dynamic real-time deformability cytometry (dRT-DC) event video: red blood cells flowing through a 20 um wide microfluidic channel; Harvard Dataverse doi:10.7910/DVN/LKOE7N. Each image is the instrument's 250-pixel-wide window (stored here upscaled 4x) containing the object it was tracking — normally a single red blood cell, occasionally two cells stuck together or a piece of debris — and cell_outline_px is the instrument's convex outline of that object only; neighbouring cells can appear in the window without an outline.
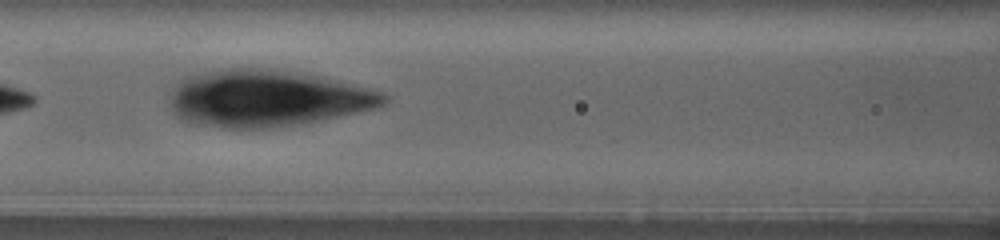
{"species": "human", "species_latin": "Homo sapiens", "temperature_condition": "warm", "stored_images_in_passage": 25, "camera_frame_rate_fps": 3000, "um_per_image_px": 0.085, "donor": {"sex": "female"}, "frame": {"image": 1, "passage_image": 10, "time_ms": 3.0, "image_size_px": [1000, 240], "cell_outline_px": [[388, 104], [376, 108], [320, 120], [300, 124], [268, 128], [220, 128], [196, 124], [184, 120], [176, 116], [172, 108], [172, 92], [180, 80], [188, 76], [204, 72], [224, 68], [276, 68], [300, 72], [384, 92], [388, 96]], "centroid_in_image_um": [22.71, 8.36], "position_along_channel_um": 143.9, "area_um2": 70.63}}
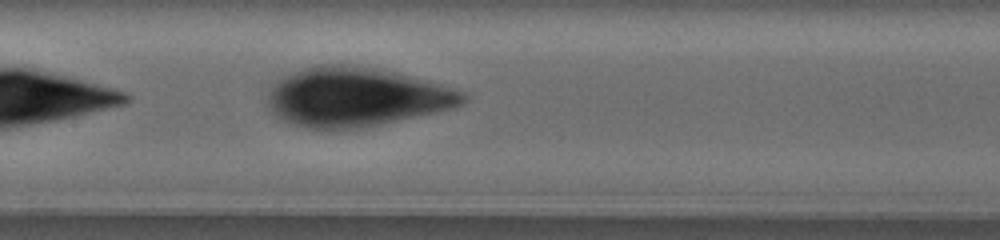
{"frame": {"image": 2, "passage_image": 13, "time_ms": 4.333, "image_size_px": [1000, 240], "cell_outline_px": [[468, 100], [464, 104], [456, 108], [380, 124], [360, 128], [308, 128], [284, 120], [272, 112], [268, 104], [268, 92], [272, 84], [280, 76], [288, 72], [316, 64], [348, 64], [376, 68], [428, 80], [464, 92], [468, 96]], "centroid_in_image_um": [30.27, 8.22], "position_along_channel_um": 177.1, "area_um2": 67.51}}
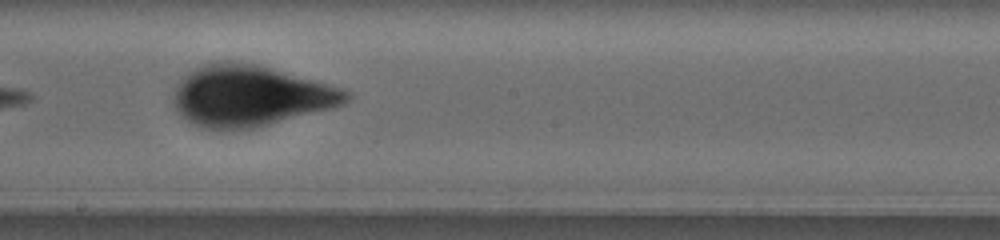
{"frame": {"image": 3, "passage_image": 17, "time_ms": 6.333, "image_size_px": [1000, 240], "cell_outline_px": [[352, 96], [344, 104], [332, 108], [252, 128], [200, 128], [192, 124], [176, 108], [172, 100], [176, 88], [180, 80], [188, 72], [204, 64], [216, 60], [228, 60], [256, 64], [340, 88], [348, 92]], "centroid_in_image_um": [21.23, 8.13], "position_along_channel_um": 227.0, "area_um2": 60.4}}